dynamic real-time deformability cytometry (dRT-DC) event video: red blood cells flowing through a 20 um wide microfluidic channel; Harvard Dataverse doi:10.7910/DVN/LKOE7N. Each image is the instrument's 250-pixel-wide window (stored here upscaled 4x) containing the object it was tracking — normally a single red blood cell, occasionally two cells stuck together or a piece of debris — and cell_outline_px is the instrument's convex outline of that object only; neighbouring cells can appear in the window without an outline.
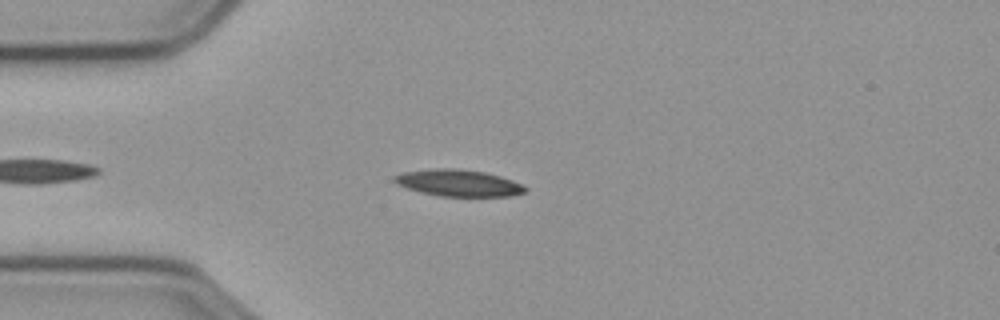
{"species": "common noctule bat (a hibernating species)", "species_latin": "Nyctalus noctula", "temperature_condition": "cold", "stored_images_in_passage": 47, "camera_frame_rate_fps": 3000, "um_per_image_px": 0.085, "animal": {"sex": "male", "body_mass_g": 23.1, "forearm_length_mm": 52.7}, "frame": {"image": 1, "passage_image": 8, "time_ms": 2.333, "image_size_px": [1000, 320], "cell_outline_px": [[528, 188], [524, 192], [512, 196], [440, 196], [420, 192], [396, 184], [392, 180], [392, 176], [400, 172], [436, 168], [456, 168], [484, 172], [500, 176], [524, 184]], "centroid_in_image_um": [38.95, 15.54], "position_along_channel_um": 46.1, "area_um2": 20.52}}
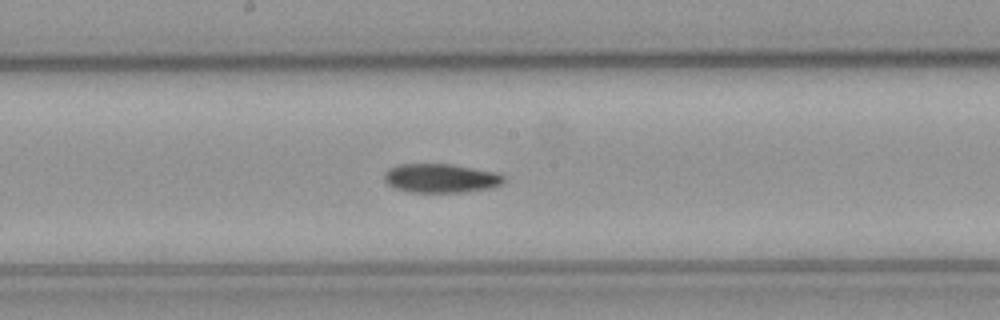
{"frame": {"image": 2, "passage_image": 23, "time_ms": 7.333, "image_size_px": [1000, 320], "cell_outline_px": [[504, 180], [500, 184], [492, 188], [468, 192], [408, 192], [396, 188], [388, 184], [384, 180], [384, 172], [388, 168], [400, 164], [448, 164], [496, 172], [504, 176]], "centroid_in_image_um": [37.45, 15.15], "position_along_channel_um": 210.8, "area_um2": 20.17}}
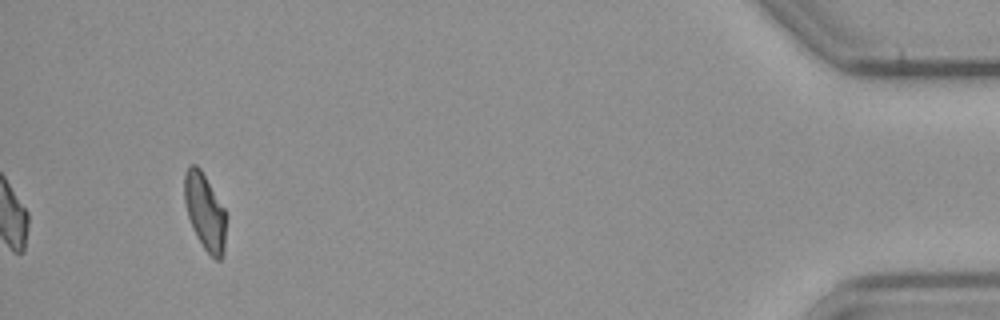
{"frame": {"image": 3, "passage_image": 47, "time_ms": 15.333, "image_size_px": [1000, 320], "cell_outline_px": [[228, 216], [224, 252], [220, 260], [216, 260], [204, 248], [196, 236], [192, 228], [188, 216], [184, 200], [184, 172], [188, 164], [196, 164], [200, 168], [224, 208]], "centroid_in_image_um": [17.43, 18.0], "position_along_channel_um": 417.8, "area_um2": 18.96}, "authors_computed_cell_mechanics": {"area_um2": 19.8254, "velocity_mm_per_s": 3.5857, "shape_relaxation_time_tau1_ms": 6.6134, "shape_relaxation_time_tau2_ms": 8.7689, "deformation_change_tau1": 0.167, "deformation_change_tau2": 0.1452}}